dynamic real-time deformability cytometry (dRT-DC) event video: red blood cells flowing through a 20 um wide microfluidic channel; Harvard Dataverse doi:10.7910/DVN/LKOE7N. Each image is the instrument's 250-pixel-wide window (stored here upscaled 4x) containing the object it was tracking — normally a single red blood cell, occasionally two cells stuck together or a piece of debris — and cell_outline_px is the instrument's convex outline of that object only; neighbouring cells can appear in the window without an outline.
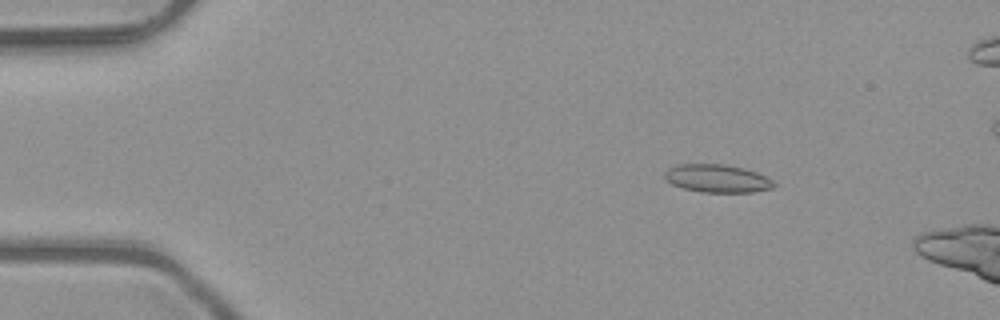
{"species": "common noctule bat (a hibernating species)", "species_latin": "Nyctalus noctula", "temperature_condition": "room temperature", "stored_images_in_passage": 3, "camera_frame_rate_fps": 3000, "um_per_image_px": 0.085, "animal": {"sex": "male", "body_mass_g": 23.1, "forearm_length_mm": 52.7}, "frame": {"image": 1, "passage_image": 2, "time_ms": 0.333, "image_size_px": [1000, 320], "cell_outline_px": [[776, 184], [772, 188], [752, 192], [704, 192], [684, 188], [672, 184], [664, 180], [664, 172], [668, 168], [676, 164], [724, 164], [744, 168], [756, 172], [772, 180]], "centroid_in_image_um": [60.92, 15.16], "position_along_channel_um": 24.1, "area_um2": 17.8}}